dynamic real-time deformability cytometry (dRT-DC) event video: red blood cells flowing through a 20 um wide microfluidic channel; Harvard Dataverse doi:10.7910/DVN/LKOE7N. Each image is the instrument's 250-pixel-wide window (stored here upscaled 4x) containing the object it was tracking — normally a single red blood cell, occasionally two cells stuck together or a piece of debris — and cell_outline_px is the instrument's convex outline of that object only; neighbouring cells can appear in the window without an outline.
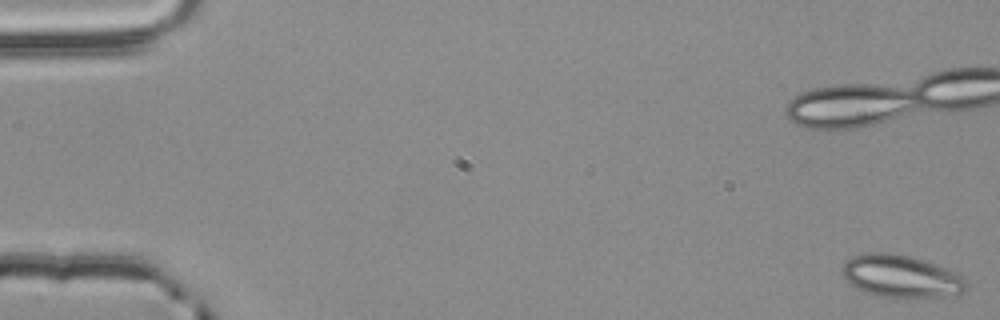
{"species": "common noctule bat (a hibernating species)", "species_latin": "Nyctalus noctula", "temperature_condition": "room temperature", "stored_images_in_passage": 56, "camera_frame_rate_fps": 3000, "um_per_image_px": 0.085, "animal": {"sex": "male", "body_mass_g": 20.4}, "frame": {"image": 1, "passage_image": 1, "time_ms": 0.0, "image_size_px": [1000, 320], "cell_outline_px": [[968, 284], [964, 292], [956, 296], [880, 296], [868, 292], [848, 284], [840, 272], [840, 268], [852, 256], [868, 252], [888, 252], [908, 256], [944, 268], [968, 280]], "centroid_in_image_um": [76.55, 23.47], "position_along_channel_um": 8.5, "area_um2": 30.17}}
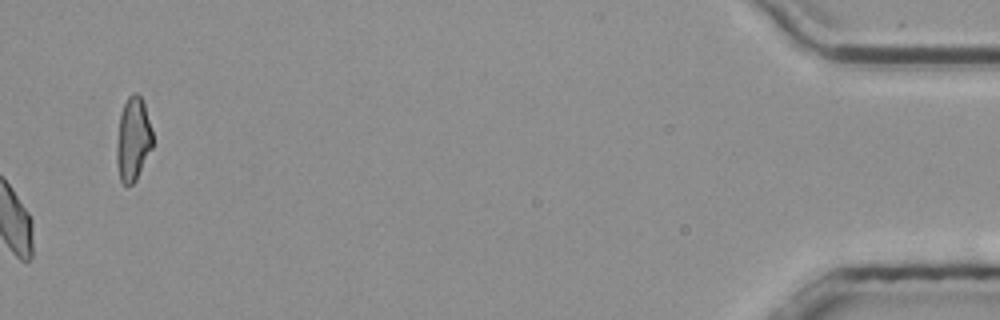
{"frame": {"image": 2, "passage_image": 56, "time_ms": 18.333, "image_size_px": [1000, 320], "cell_outline_px": [[152, 148], [136, 180], [132, 184], [124, 184], [120, 180], [116, 160], [116, 144], [120, 112], [128, 96], [132, 92], [136, 92], [140, 96], [144, 104], [152, 132]], "centroid_in_image_um": [11.29, 11.82], "position_along_channel_um": 423.9, "area_um2": 17.51}, "authors_computed_cell_mechanics": {"area_um2": 17.8024, "velocity_mm_per_s": 3.8289, "shape_relaxation_time_tau1_ms": null, "shape_relaxation_time_tau2_ms": 1.8068, "deformation_change_tau1": null, "deformation_change_tau2": 0.065}}